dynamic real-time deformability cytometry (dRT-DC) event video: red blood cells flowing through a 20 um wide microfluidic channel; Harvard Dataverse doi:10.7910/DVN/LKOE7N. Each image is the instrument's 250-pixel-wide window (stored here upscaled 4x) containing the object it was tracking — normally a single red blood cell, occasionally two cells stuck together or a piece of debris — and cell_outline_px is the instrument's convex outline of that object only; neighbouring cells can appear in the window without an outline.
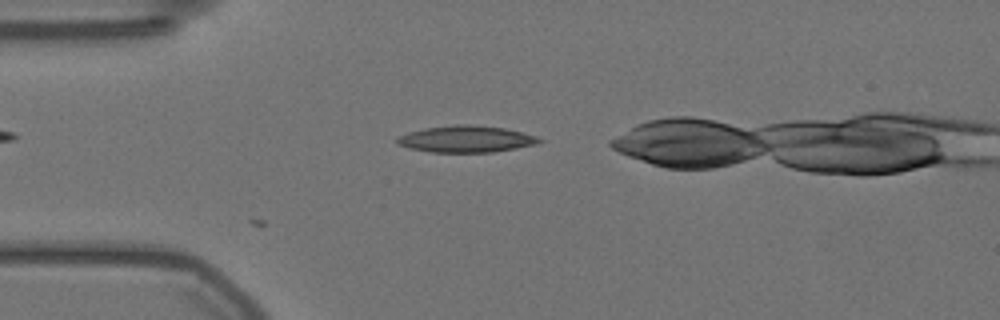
{"species": "Egyptian fruit bat (a non-hibernating species)", "species_latin": "Rousettus aegyptiacus", "temperature_condition": "warm", "stored_images_in_passage": 3, "camera_frame_rate_fps": 3000, "um_per_image_px": 0.085, "animal": {"sex": "female"}, "frame": {"image": 1, "passage_image": 3, "time_ms": 0.667, "image_size_px": [1000, 320], "cell_outline_px": [[544, 140], [536, 144], [516, 148], [492, 152], [432, 152], [408, 148], [396, 144], [396, 136], [408, 132], [424, 128], [456, 124], [472, 124], [504, 128], [536, 136]], "centroid_in_image_um": [39.57, 11.81], "position_along_channel_um": 45.4, "area_um2": 22.14}}